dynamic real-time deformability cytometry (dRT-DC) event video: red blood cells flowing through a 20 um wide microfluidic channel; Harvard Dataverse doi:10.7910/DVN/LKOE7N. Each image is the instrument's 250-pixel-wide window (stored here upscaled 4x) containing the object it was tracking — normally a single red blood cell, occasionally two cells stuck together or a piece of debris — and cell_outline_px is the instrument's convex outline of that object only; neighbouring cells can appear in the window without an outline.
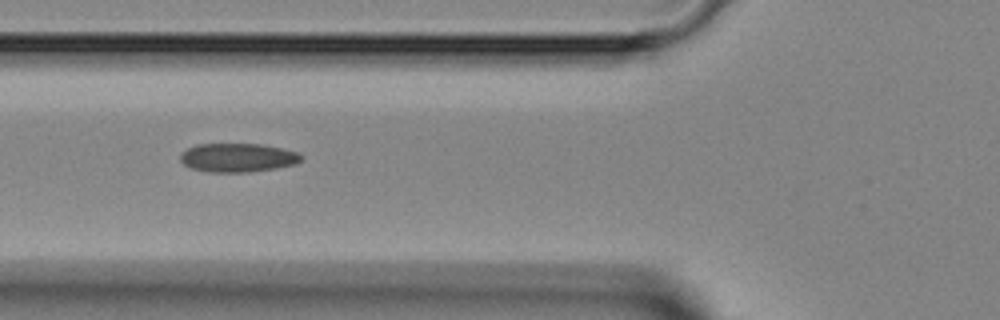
{"species": "Egyptian fruit bat (a non-hibernating species)", "species_latin": "Rousettus aegyptiacus", "temperature_condition": "room temperature", "stored_images_in_passage": 5, "camera_frame_rate_fps": 3000, "um_per_image_px": 0.085, "animal": {"sex": "female"}, "frame": {"image": 1, "passage_image": 5, "time_ms": 5.333, "image_size_px": [1000, 320], "cell_outline_px": [[304, 156], [296, 164], [276, 168], [248, 172], [212, 172], [192, 168], [184, 164], [180, 160], [180, 156], [188, 148], [196, 144], [260, 144], [280, 148], [296, 152]], "centroid_in_image_um": [20.22, 13.4], "position_along_channel_um": 105.6, "area_um2": 20.06}}